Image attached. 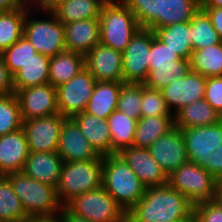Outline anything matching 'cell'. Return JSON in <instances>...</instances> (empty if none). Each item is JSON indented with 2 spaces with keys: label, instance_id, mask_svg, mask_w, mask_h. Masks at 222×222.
<instances>
[{
  "label": "cell",
  "instance_id": "obj_38",
  "mask_svg": "<svg viewBox=\"0 0 222 222\" xmlns=\"http://www.w3.org/2000/svg\"><path fill=\"white\" fill-rule=\"evenodd\" d=\"M142 83H123L116 110L137 121L141 118Z\"/></svg>",
  "mask_w": 222,
  "mask_h": 222
},
{
  "label": "cell",
  "instance_id": "obj_2",
  "mask_svg": "<svg viewBox=\"0 0 222 222\" xmlns=\"http://www.w3.org/2000/svg\"><path fill=\"white\" fill-rule=\"evenodd\" d=\"M188 160L222 182V120L213 125L181 129Z\"/></svg>",
  "mask_w": 222,
  "mask_h": 222
},
{
  "label": "cell",
  "instance_id": "obj_37",
  "mask_svg": "<svg viewBox=\"0 0 222 222\" xmlns=\"http://www.w3.org/2000/svg\"><path fill=\"white\" fill-rule=\"evenodd\" d=\"M23 119L15 93L0 96V136L22 128Z\"/></svg>",
  "mask_w": 222,
  "mask_h": 222
},
{
  "label": "cell",
  "instance_id": "obj_43",
  "mask_svg": "<svg viewBox=\"0 0 222 222\" xmlns=\"http://www.w3.org/2000/svg\"><path fill=\"white\" fill-rule=\"evenodd\" d=\"M204 99L222 116V76L206 78Z\"/></svg>",
  "mask_w": 222,
  "mask_h": 222
},
{
  "label": "cell",
  "instance_id": "obj_26",
  "mask_svg": "<svg viewBox=\"0 0 222 222\" xmlns=\"http://www.w3.org/2000/svg\"><path fill=\"white\" fill-rule=\"evenodd\" d=\"M50 57L36 53L12 76L14 93L23 88L49 83Z\"/></svg>",
  "mask_w": 222,
  "mask_h": 222
},
{
  "label": "cell",
  "instance_id": "obj_5",
  "mask_svg": "<svg viewBox=\"0 0 222 222\" xmlns=\"http://www.w3.org/2000/svg\"><path fill=\"white\" fill-rule=\"evenodd\" d=\"M99 21L100 43L121 53L140 29L134 13L121 0L105 2Z\"/></svg>",
  "mask_w": 222,
  "mask_h": 222
},
{
  "label": "cell",
  "instance_id": "obj_28",
  "mask_svg": "<svg viewBox=\"0 0 222 222\" xmlns=\"http://www.w3.org/2000/svg\"><path fill=\"white\" fill-rule=\"evenodd\" d=\"M175 127L174 117H141L136 124L133 146L149 148L158 138Z\"/></svg>",
  "mask_w": 222,
  "mask_h": 222
},
{
  "label": "cell",
  "instance_id": "obj_14",
  "mask_svg": "<svg viewBox=\"0 0 222 222\" xmlns=\"http://www.w3.org/2000/svg\"><path fill=\"white\" fill-rule=\"evenodd\" d=\"M206 77L189 71L184 77L175 80L162 90L167 106L175 114L183 106L205 97Z\"/></svg>",
  "mask_w": 222,
  "mask_h": 222
},
{
  "label": "cell",
  "instance_id": "obj_33",
  "mask_svg": "<svg viewBox=\"0 0 222 222\" xmlns=\"http://www.w3.org/2000/svg\"><path fill=\"white\" fill-rule=\"evenodd\" d=\"M28 9L22 8L0 12V53L23 36L24 22Z\"/></svg>",
  "mask_w": 222,
  "mask_h": 222
},
{
  "label": "cell",
  "instance_id": "obj_7",
  "mask_svg": "<svg viewBox=\"0 0 222 222\" xmlns=\"http://www.w3.org/2000/svg\"><path fill=\"white\" fill-rule=\"evenodd\" d=\"M50 16L47 19H39L30 14L38 11ZM23 36L34 46L37 53L53 57L66 51L65 28L56 15L50 9H36L30 7L26 12Z\"/></svg>",
  "mask_w": 222,
  "mask_h": 222
},
{
  "label": "cell",
  "instance_id": "obj_50",
  "mask_svg": "<svg viewBox=\"0 0 222 222\" xmlns=\"http://www.w3.org/2000/svg\"><path fill=\"white\" fill-rule=\"evenodd\" d=\"M58 1L59 0H29V4L30 7L36 8V6H38V9H49Z\"/></svg>",
  "mask_w": 222,
  "mask_h": 222
},
{
  "label": "cell",
  "instance_id": "obj_10",
  "mask_svg": "<svg viewBox=\"0 0 222 222\" xmlns=\"http://www.w3.org/2000/svg\"><path fill=\"white\" fill-rule=\"evenodd\" d=\"M96 82L94 75L85 67L71 80L56 87L59 113L72 118L84 112Z\"/></svg>",
  "mask_w": 222,
  "mask_h": 222
},
{
  "label": "cell",
  "instance_id": "obj_16",
  "mask_svg": "<svg viewBox=\"0 0 222 222\" xmlns=\"http://www.w3.org/2000/svg\"><path fill=\"white\" fill-rule=\"evenodd\" d=\"M118 155L128 164L146 188L168 184V175L151 156L149 149L130 146L121 150Z\"/></svg>",
  "mask_w": 222,
  "mask_h": 222
},
{
  "label": "cell",
  "instance_id": "obj_15",
  "mask_svg": "<svg viewBox=\"0 0 222 222\" xmlns=\"http://www.w3.org/2000/svg\"><path fill=\"white\" fill-rule=\"evenodd\" d=\"M148 149L168 176L189 161L184 135L177 127L158 138Z\"/></svg>",
  "mask_w": 222,
  "mask_h": 222
},
{
  "label": "cell",
  "instance_id": "obj_4",
  "mask_svg": "<svg viewBox=\"0 0 222 222\" xmlns=\"http://www.w3.org/2000/svg\"><path fill=\"white\" fill-rule=\"evenodd\" d=\"M5 177L13 186L27 217H50L61 212L63 205L56 187L32 179L23 172H12Z\"/></svg>",
  "mask_w": 222,
  "mask_h": 222
},
{
  "label": "cell",
  "instance_id": "obj_35",
  "mask_svg": "<svg viewBox=\"0 0 222 222\" xmlns=\"http://www.w3.org/2000/svg\"><path fill=\"white\" fill-rule=\"evenodd\" d=\"M26 217L13 186L4 176L0 180V222H20Z\"/></svg>",
  "mask_w": 222,
  "mask_h": 222
},
{
  "label": "cell",
  "instance_id": "obj_55",
  "mask_svg": "<svg viewBox=\"0 0 222 222\" xmlns=\"http://www.w3.org/2000/svg\"><path fill=\"white\" fill-rule=\"evenodd\" d=\"M122 222H130L127 218H125Z\"/></svg>",
  "mask_w": 222,
  "mask_h": 222
},
{
  "label": "cell",
  "instance_id": "obj_12",
  "mask_svg": "<svg viewBox=\"0 0 222 222\" xmlns=\"http://www.w3.org/2000/svg\"><path fill=\"white\" fill-rule=\"evenodd\" d=\"M66 119L60 113L23 120L30 152H57L63 122Z\"/></svg>",
  "mask_w": 222,
  "mask_h": 222
},
{
  "label": "cell",
  "instance_id": "obj_49",
  "mask_svg": "<svg viewBox=\"0 0 222 222\" xmlns=\"http://www.w3.org/2000/svg\"><path fill=\"white\" fill-rule=\"evenodd\" d=\"M20 222H63L61 214L50 217H26Z\"/></svg>",
  "mask_w": 222,
  "mask_h": 222
},
{
  "label": "cell",
  "instance_id": "obj_40",
  "mask_svg": "<svg viewBox=\"0 0 222 222\" xmlns=\"http://www.w3.org/2000/svg\"><path fill=\"white\" fill-rule=\"evenodd\" d=\"M135 15L140 28H149L162 15V0H121Z\"/></svg>",
  "mask_w": 222,
  "mask_h": 222
},
{
  "label": "cell",
  "instance_id": "obj_11",
  "mask_svg": "<svg viewBox=\"0 0 222 222\" xmlns=\"http://www.w3.org/2000/svg\"><path fill=\"white\" fill-rule=\"evenodd\" d=\"M153 31L140 28L122 52L123 82L144 83L149 72Z\"/></svg>",
  "mask_w": 222,
  "mask_h": 222
},
{
  "label": "cell",
  "instance_id": "obj_54",
  "mask_svg": "<svg viewBox=\"0 0 222 222\" xmlns=\"http://www.w3.org/2000/svg\"><path fill=\"white\" fill-rule=\"evenodd\" d=\"M5 175L0 171V180L4 177Z\"/></svg>",
  "mask_w": 222,
  "mask_h": 222
},
{
  "label": "cell",
  "instance_id": "obj_6",
  "mask_svg": "<svg viewBox=\"0 0 222 222\" xmlns=\"http://www.w3.org/2000/svg\"><path fill=\"white\" fill-rule=\"evenodd\" d=\"M102 186V156L97 159L64 162L58 185L57 195L63 207L75 196L93 191Z\"/></svg>",
  "mask_w": 222,
  "mask_h": 222
},
{
  "label": "cell",
  "instance_id": "obj_32",
  "mask_svg": "<svg viewBox=\"0 0 222 222\" xmlns=\"http://www.w3.org/2000/svg\"><path fill=\"white\" fill-rule=\"evenodd\" d=\"M189 61L191 71L206 78L222 76V43L193 51Z\"/></svg>",
  "mask_w": 222,
  "mask_h": 222
},
{
  "label": "cell",
  "instance_id": "obj_34",
  "mask_svg": "<svg viewBox=\"0 0 222 222\" xmlns=\"http://www.w3.org/2000/svg\"><path fill=\"white\" fill-rule=\"evenodd\" d=\"M190 22L193 51L222 43V38L214 29L209 16L203 9L200 8Z\"/></svg>",
  "mask_w": 222,
  "mask_h": 222
},
{
  "label": "cell",
  "instance_id": "obj_18",
  "mask_svg": "<svg viewBox=\"0 0 222 222\" xmlns=\"http://www.w3.org/2000/svg\"><path fill=\"white\" fill-rule=\"evenodd\" d=\"M57 153L64 162L94 160L100 156L72 118L63 122Z\"/></svg>",
  "mask_w": 222,
  "mask_h": 222
},
{
  "label": "cell",
  "instance_id": "obj_8",
  "mask_svg": "<svg viewBox=\"0 0 222 222\" xmlns=\"http://www.w3.org/2000/svg\"><path fill=\"white\" fill-rule=\"evenodd\" d=\"M217 184L208 171L190 161L168 176V185L185 195L194 206L213 201Z\"/></svg>",
  "mask_w": 222,
  "mask_h": 222
},
{
  "label": "cell",
  "instance_id": "obj_20",
  "mask_svg": "<svg viewBox=\"0 0 222 222\" xmlns=\"http://www.w3.org/2000/svg\"><path fill=\"white\" fill-rule=\"evenodd\" d=\"M66 51L86 55L100 43L99 18L64 24Z\"/></svg>",
  "mask_w": 222,
  "mask_h": 222
},
{
  "label": "cell",
  "instance_id": "obj_24",
  "mask_svg": "<svg viewBox=\"0 0 222 222\" xmlns=\"http://www.w3.org/2000/svg\"><path fill=\"white\" fill-rule=\"evenodd\" d=\"M123 83L97 81L84 112L95 115L98 118L108 119L110 114L117 108L118 97Z\"/></svg>",
  "mask_w": 222,
  "mask_h": 222
},
{
  "label": "cell",
  "instance_id": "obj_9",
  "mask_svg": "<svg viewBox=\"0 0 222 222\" xmlns=\"http://www.w3.org/2000/svg\"><path fill=\"white\" fill-rule=\"evenodd\" d=\"M65 207L91 222H122L126 218L124 210L102 186L75 196Z\"/></svg>",
  "mask_w": 222,
  "mask_h": 222
},
{
  "label": "cell",
  "instance_id": "obj_27",
  "mask_svg": "<svg viewBox=\"0 0 222 222\" xmlns=\"http://www.w3.org/2000/svg\"><path fill=\"white\" fill-rule=\"evenodd\" d=\"M85 68V55L63 51L50 57L49 84L55 88L68 82Z\"/></svg>",
  "mask_w": 222,
  "mask_h": 222
},
{
  "label": "cell",
  "instance_id": "obj_22",
  "mask_svg": "<svg viewBox=\"0 0 222 222\" xmlns=\"http://www.w3.org/2000/svg\"><path fill=\"white\" fill-rule=\"evenodd\" d=\"M79 126L83 136L88 140L95 151L101 155H114L111 150V134L107 119L98 118L87 112L72 117Z\"/></svg>",
  "mask_w": 222,
  "mask_h": 222
},
{
  "label": "cell",
  "instance_id": "obj_39",
  "mask_svg": "<svg viewBox=\"0 0 222 222\" xmlns=\"http://www.w3.org/2000/svg\"><path fill=\"white\" fill-rule=\"evenodd\" d=\"M36 53L34 46L26 37L22 36L17 42L5 49L1 55L9 73L13 76Z\"/></svg>",
  "mask_w": 222,
  "mask_h": 222
},
{
  "label": "cell",
  "instance_id": "obj_53",
  "mask_svg": "<svg viewBox=\"0 0 222 222\" xmlns=\"http://www.w3.org/2000/svg\"><path fill=\"white\" fill-rule=\"evenodd\" d=\"M173 222H196L195 219H180L178 221H173Z\"/></svg>",
  "mask_w": 222,
  "mask_h": 222
},
{
  "label": "cell",
  "instance_id": "obj_42",
  "mask_svg": "<svg viewBox=\"0 0 222 222\" xmlns=\"http://www.w3.org/2000/svg\"><path fill=\"white\" fill-rule=\"evenodd\" d=\"M180 59L181 57L175 51L159 41L153 33L149 70L154 67H178V60Z\"/></svg>",
  "mask_w": 222,
  "mask_h": 222
},
{
  "label": "cell",
  "instance_id": "obj_51",
  "mask_svg": "<svg viewBox=\"0 0 222 222\" xmlns=\"http://www.w3.org/2000/svg\"><path fill=\"white\" fill-rule=\"evenodd\" d=\"M213 201L222 209V182H218Z\"/></svg>",
  "mask_w": 222,
  "mask_h": 222
},
{
  "label": "cell",
  "instance_id": "obj_21",
  "mask_svg": "<svg viewBox=\"0 0 222 222\" xmlns=\"http://www.w3.org/2000/svg\"><path fill=\"white\" fill-rule=\"evenodd\" d=\"M63 164L57 152H30L22 172L32 179L56 187Z\"/></svg>",
  "mask_w": 222,
  "mask_h": 222
},
{
  "label": "cell",
  "instance_id": "obj_46",
  "mask_svg": "<svg viewBox=\"0 0 222 222\" xmlns=\"http://www.w3.org/2000/svg\"><path fill=\"white\" fill-rule=\"evenodd\" d=\"M203 9L209 16L211 23L222 38V7H200Z\"/></svg>",
  "mask_w": 222,
  "mask_h": 222
},
{
  "label": "cell",
  "instance_id": "obj_19",
  "mask_svg": "<svg viewBox=\"0 0 222 222\" xmlns=\"http://www.w3.org/2000/svg\"><path fill=\"white\" fill-rule=\"evenodd\" d=\"M29 153L26 135L22 128L0 136V171L4 175L22 172Z\"/></svg>",
  "mask_w": 222,
  "mask_h": 222
},
{
  "label": "cell",
  "instance_id": "obj_52",
  "mask_svg": "<svg viewBox=\"0 0 222 222\" xmlns=\"http://www.w3.org/2000/svg\"><path fill=\"white\" fill-rule=\"evenodd\" d=\"M200 7H222V0H200Z\"/></svg>",
  "mask_w": 222,
  "mask_h": 222
},
{
  "label": "cell",
  "instance_id": "obj_25",
  "mask_svg": "<svg viewBox=\"0 0 222 222\" xmlns=\"http://www.w3.org/2000/svg\"><path fill=\"white\" fill-rule=\"evenodd\" d=\"M222 120V116L203 98L183 106L174 114L175 127L213 125Z\"/></svg>",
  "mask_w": 222,
  "mask_h": 222
},
{
  "label": "cell",
  "instance_id": "obj_23",
  "mask_svg": "<svg viewBox=\"0 0 222 222\" xmlns=\"http://www.w3.org/2000/svg\"><path fill=\"white\" fill-rule=\"evenodd\" d=\"M104 3V0H59L49 9L61 23L67 24L99 18Z\"/></svg>",
  "mask_w": 222,
  "mask_h": 222
},
{
  "label": "cell",
  "instance_id": "obj_29",
  "mask_svg": "<svg viewBox=\"0 0 222 222\" xmlns=\"http://www.w3.org/2000/svg\"><path fill=\"white\" fill-rule=\"evenodd\" d=\"M155 37L181 58L189 60L193 47L191 44V22L176 23L152 30Z\"/></svg>",
  "mask_w": 222,
  "mask_h": 222
},
{
  "label": "cell",
  "instance_id": "obj_31",
  "mask_svg": "<svg viewBox=\"0 0 222 222\" xmlns=\"http://www.w3.org/2000/svg\"><path fill=\"white\" fill-rule=\"evenodd\" d=\"M111 134V150L118 154L121 150L133 146L137 120L118 110L107 119Z\"/></svg>",
  "mask_w": 222,
  "mask_h": 222
},
{
  "label": "cell",
  "instance_id": "obj_3",
  "mask_svg": "<svg viewBox=\"0 0 222 222\" xmlns=\"http://www.w3.org/2000/svg\"><path fill=\"white\" fill-rule=\"evenodd\" d=\"M102 187L125 213L144 196L146 186L118 155L102 156Z\"/></svg>",
  "mask_w": 222,
  "mask_h": 222
},
{
  "label": "cell",
  "instance_id": "obj_41",
  "mask_svg": "<svg viewBox=\"0 0 222 222\" xmlns=\"http://www.w3.org/2000/svg\"><path fill=\"white\" fill-rule=\"evenodd\" d=\"M141 117L167 116L174 117V114L167 106L161 90L150 88L142 84Z\"/></svg>",
  "mask_w": 222,
  "mask_h": 222
},
{
  "label": "cell",
  "instance_id": "obj_13",
  "mask_svg": "<svg viewBox=\"0 0 222 222\" xmlns=\"http://www.w3.org/2000/svg\"><path fill=\"white\" fill-rule=\"evenodd\" d=\"M15 94L23 120L59 113L56 88L49 83L19 89Z\"/></svg>",
  "mask_w": 222,
  "mask_h": 222
},
{
  "label": "cell",
  "instance_id": "obj_1",
  "mask_svg": "<svg viewBox=\"0 0 222 222\" xmlns=\"http://www.w3.org/2000/svg\"><path fill=\"white\" fill-rule=\"evenodd\" d=\"M130 222H173L195 219L194 205L168 184L146 188L140 201L126 213Z\"/></svg>",
  "mask_w": 222,
  "mask_h": 222
},
{
  "label": "cell",
  "instance_id": "obj_48",
  "mask_svg": "<svg viewBox=\"0 0 222 222\" xmlns=\"http://www.w3.org/2000/svg\"><path fill=\"white\" fill-rule=\"evenodd\" d=\"M60 214L62 216L63 222H91L86 218H82L72 214L65 206L62 208Z\"/></svg>",
  "mask_w": 222,
  "mask_h": 222
},
{
  "label": "cell",
  "instance_id": "obj_30",
  "mask_svg": "<svg viewBox=\"0 0 222 222\" xmlns=\"http://www.w3.org/2000/svg\"><path fill=\"white\" fill-rule=\"evenodd\" d=\"M199 9L200 0H162V15L148 29L190 22Z\"/></svg>",
  "mask_w": 222,
  "mask_h": 222
},
{
  "label": "cell",
  "instance_id": "obj_45",
  "mask_svg": "<svg viewBox=\"0 0 222 222\" xmlns=\"http://www.w3.org/2000/svg\"><path fill=\"white\" fill-rule=\"evenodd\" d=\"M14 93L12 76L0 53V96Z\"/></svg>",
  "mask_w": 222,
  "mask_h": 222
},
{
  "label": "cell",
  "instance_id": "obj_44",
  "mask_svg": "<svg viewBox=\"0 0 222 222\" xmlns=\"http://www.w3.org/2000/svg\"><path fill=\"white\" fill-rule=\"evenodd\" d=\"M196 222H222V209L214 202H204L194 206Z\"/></svg>",
  "mask_w": 222,
  "mask_h": 222
},
{
  "label": "cell",
  "instance_id": "obj_36",
  "mask_svg": "<svg viewBox=\"0 0 222 222\" xmlns=\"http://www.w3.org/2000/svg\"><path fill=\"white\" fill-rule=\"evenodd\" d=\"M190 61L181 58L178 67H154L149 70L144 85L157 90H162L170 85L175 78L180 79L190 71Z\"/></svg>",
  "mask_w": 222,
  "mask_h": 222
},
{
  "label": "cell",
  "instance_id": "obj_47",
  "mask_svg": "<svg viewBox=\"0 0 222 222\" xmlns=\"http://www.w3.org/2000/svg\"><path fill=\"white\" fill-rule=\"evenodd\" d=\"M30 8L29 0H0V12Z\"/></svg>",
  "mask_w": 222,
  "mask_h": 222
},
{
  "label": "cell",
  "instance_id": "obj_17",
  "mask_svg": "<svg viewBox=\"0 0 222 222\" xmlns=\"http://www.w3.org/2000/svg\"><path fill=\"white\" fill-rule=\"evenodd\" d=\"M85 67L96 81L123 82L122 53L101 43L85 55Z\"/></svg>",
  "mask_w": 222,
  "mask_h": 222
}]
</instances>
